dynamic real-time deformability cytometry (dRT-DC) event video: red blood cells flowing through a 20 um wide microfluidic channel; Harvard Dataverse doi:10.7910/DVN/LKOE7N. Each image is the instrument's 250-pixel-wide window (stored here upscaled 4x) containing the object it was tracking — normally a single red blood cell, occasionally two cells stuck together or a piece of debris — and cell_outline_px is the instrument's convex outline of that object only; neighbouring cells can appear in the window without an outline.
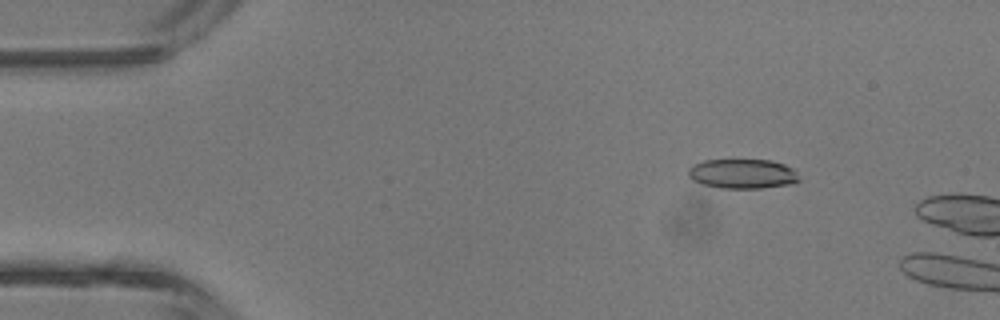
{"species": "common noctule bat (a hibernating species)", "species_latin": "Nyctalus noctula", "temperature_condition": "room temperature", "stored_images_in_passage": 3, "camera_frame_rate_fps": 3000, "um_per_image_px": 0.085, "animal": {"sex": "male", "body_mass_g": 13.3}, "frame": {"image": 1, "passage_image": 2, "time_ms": 1.0, "image_size_px": [1000, 320], "cell_outline_px": [[800, 180], [792, 184], [760, 188], [720, 188], [704, 184], [692, 180], [688, 176], [688, 168], [692, 164], [704, 160], [772, 160], [796, 168]], "centroid_in_image_um": [63.14, 14.76], "position_along_channel_um": 21.9, "area_um2": 19.36}}